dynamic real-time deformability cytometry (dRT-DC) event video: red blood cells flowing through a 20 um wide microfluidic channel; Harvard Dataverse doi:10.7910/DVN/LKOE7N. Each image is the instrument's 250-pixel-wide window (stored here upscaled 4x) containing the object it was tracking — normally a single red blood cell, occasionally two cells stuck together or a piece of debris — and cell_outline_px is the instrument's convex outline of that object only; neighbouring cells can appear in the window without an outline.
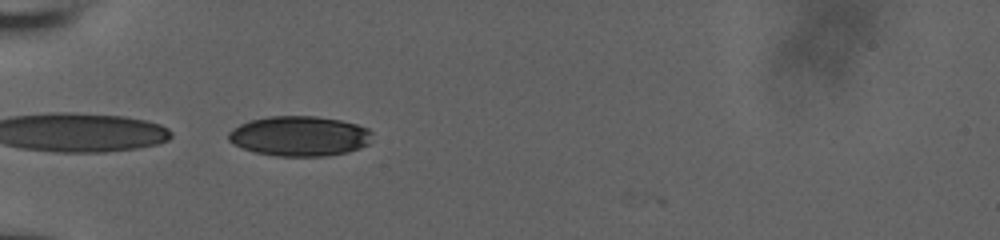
{"species": "human", "species_latin": "Homo sapiens", "temperature_condition": "room temperature", "stored_images_in_passage": 37, "camera_frame_rate_fps": 3000, "um_per_image_px": 0.085, "donor": {"sex": "male"}, "frame": {"image": 1, "passage_image": 1, "time_ms": 0.0, "image_size_px": [1000, 240], "cell_outline_px": [[372, 132], [368, 144], [360, 148], [348, 152], [328, 156], [276, 156], [256, 152], [244, 148], [228, 140], [228, 132], [240, 124], [252, 120], [268, 116], [316, 116], [340, 120], [356, 124], [368, 128]], "centroid_in_image_um": [25.48, 11.57], "position_along_channel_um": 59.5, "area_um2": 33.41}}
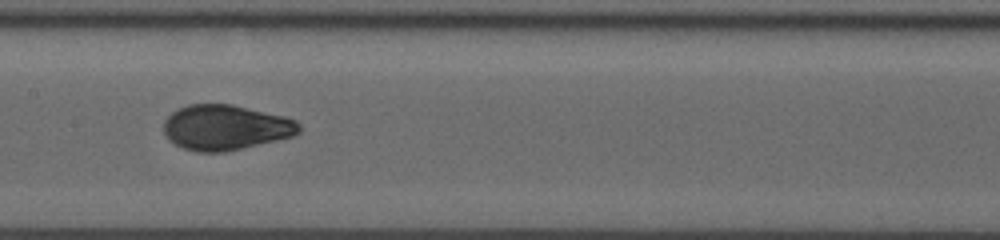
{"frame": {"image": 2, "passage_image": 12, "time_ms": 3.667, "image_size_px": [1000, 240], "cell_outline_px": [[300, 132], [292, 136], [276, 140], [224, 152], [196, 152], [184, 148], [168, 140], [164, 132], [164, 120], [172, 112], [188, 104], [232, 104], [284, 116], [296, 120], [300, 124]], "centroid_in_image_um": [19.16, 10.83], "position_along_channel_um": 188.2, "area_um2": 35.55}}
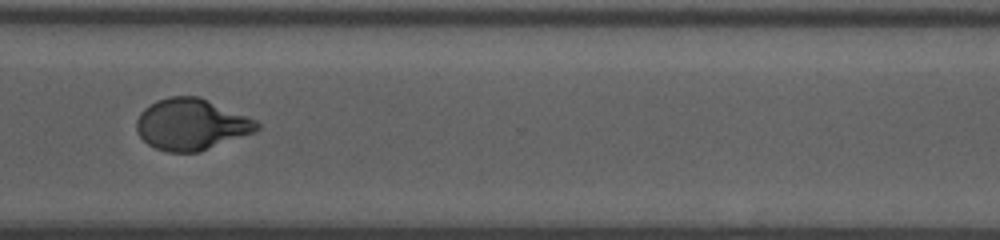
{"frame": {"image": 3, "passage_image": 25, "time_ms": 8.0, "image_size_px": [1000, 240], "cell_outline_px": [[260, 128], [256, 132], [200, 152], [168, 152], [156, 148], [148, 144], [136, 132], [136, 120], [140, 112], [144, 108], [156, 100], [172, 96], [200, 96], [256, 120], [260, 124]], "centroid_in_image_um": [16.26, 10.57], "position_along_channel_um": 354.3, "area_um2": 36.24}, "authors_computed_cell_mechanics": {"area_um2": 35.7204, "velocity_mm_per_s": 3.8505, "shape_relaxation_time_tau1_ms": 4.5556, "shape_relaxation_time_tau2_ms": 0.8082, "deformation_change_tau1": 0.1806, "deformation_change_tau2": 0.0449}}